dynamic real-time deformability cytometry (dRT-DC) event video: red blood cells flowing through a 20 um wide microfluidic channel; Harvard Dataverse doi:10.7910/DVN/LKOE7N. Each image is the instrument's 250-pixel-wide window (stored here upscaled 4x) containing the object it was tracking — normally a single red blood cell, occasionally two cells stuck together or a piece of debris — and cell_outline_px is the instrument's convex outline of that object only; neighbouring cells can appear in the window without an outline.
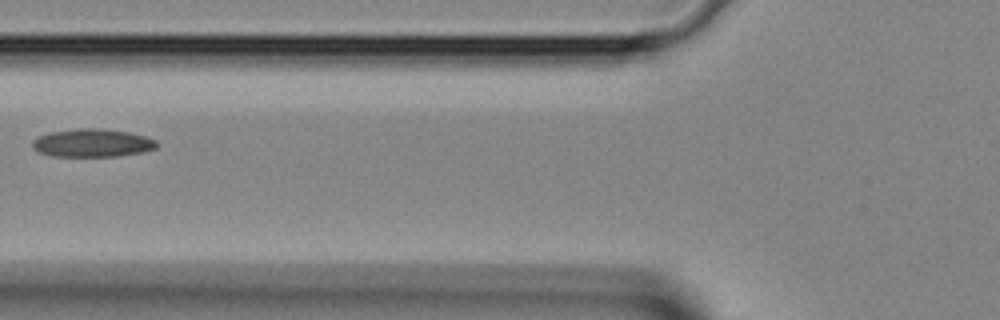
{"species": "Egyptian fruit bat (a non-hibernating species)", "species_latin": "Rousettus aegyptiacus", "temperature_condition": "room temperature", "stored_images_in_passage": 2, "camera_frame_rate_fps": 3000, "um_per_image_px": 0.085, "animal": {"sex": "female"}, "frame": {"image": 1, "passage_image": 2, "time_ms": 0.333, "image_size_px": [1000, 320], "cell_outline_px": [[160, 144], [156, 148], [144, 152], [116, 156], [52, 156], [36, 152], [32, 148], [32, 140], [40, 136], [52, 132], [76, 128], [100, 128], [128, 132], [144, 136], [156, 140]], "centroid_in_image_um": [7.85, 12.15], "position_along_channel_um": 118.0, "area_um2": 20.46}}